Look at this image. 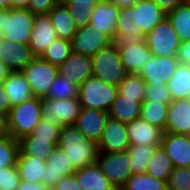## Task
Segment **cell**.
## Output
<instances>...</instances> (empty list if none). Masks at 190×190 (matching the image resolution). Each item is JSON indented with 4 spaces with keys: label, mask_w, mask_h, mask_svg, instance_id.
<instances>
[{
    "label": "cell",
    "mask_w": 190,
    "mask_h": 190,
    "mask_svg": "<svg viewBox=\"0 0 190 190\" xmlns=\"http://www.w3.org/2000/svg\"><path fill=\"white\" fill-rule=\"evenodd\" d=\"M52 190H82L75 175L62 177Z\"/></svg>",
    "instance_id": "cell-47"
},
{
    "label": "cell",
    "mask_w": 190,
    "mask_h": 190,
    "mask_svg": "<svg viewBox=\"0 0 190 190\" xmlns=\"http://www.w3.org/2000/svg\"><path fill=\"white\" fill-rule=\"evenodd\" d=\"M30 0H11L12 8L27 9Z\"/></svg>",
    "instance_id": "cell-54"
},
{
    "label": "cell",
    "mask_w": 190,
    "mask_h": 190,
    "mask_svg": "<svg viewBox=\"0 0 190 190\" xmlns=\"http://www.w3.org/2000/svg\"><path fill=\"white\" fill-rule=\"evenodd\" d=\"M176 57L179 64L190 65V40L180 42Z\"/></svg>",
    "instance_id": "cell-48"
},
{
    "label": "cell",
    "mask_w": 190,
    "mask_h": 190,
    "mask_svg": "<svg viewBox=\"0 0 190 190\" xmlns=\"http://www.w3.org/2000/svg\"><path fill=\"white\" fill-rule=\"evenodd\" d=\"M174 166L171 158L166 153L162 146L156 148L154 155L149 160V167L147 173L156 179L168 182L169 175L171 174Z\"/></svg>",
    "instance_id": "cell-36"
},
{
    "label": "cell",
    "mask_w": 190,
    "mask_h": 190,
    "mask_svg": "<svg viewBox=\"0 0 190 190\" xmlns=\"http://www.w3.org/2000/svg\"><path fill=\"white\" fill-rule=\"evenodd\" d=\"M19 141V154H26L46 161L56 144L51 139H43L32 134L22 137Z\"/></svg>",
    "instance_id": "cell-31"
},
{
    "label": "cell",
    "mask_w": 190,
    "mask_h": 190,
    "mask_svg": "<svg viewBox=\"0 0 190 190\" xmlns=\"http://www.w3.org/2000/svg\"><path fill=\"white\" fill-rule=\"evenodd\" d=\"M75 171L64 151L56 145L46 159L42 183L52 190L62 177L73 175Z\"/></svg>",
    "instance_id": "cell-15"
},
{
    "label": "cell",
    "mask_w": 190,
    "mask_h": 190,
    "mask_svg": "<svg viewBox=\"0 0 190 190\" xmlns=\"http://www.w3.org/2000/svg\"><path fill=\"white\" fill-rule=\"evenodd\" d=\"M35 15L28 9L11 8L0 12V37L28 44Z\"/></svg>",
    "instance_id": "cell-2"
},
{
    "label": "cell",
    "mask_w": 190,
    "mask_h": 190,
    "mask_svg": "<svg viewBox=\"0 0 190 190\" xmlns=\"http://www.w3.org/2000/svg\"><path fill=\"white\" fill-rule=\"evenodd\" d=\"M109 1L115 4L118 8H126L134 6V4L139 0H109Z\"/></svg>",
    "instance_id": "cell-53"
},
{
    "label": "cell",
    "mask_w": 190,
    "mask_h": 190,
    "mask_svg": "<svg viewBox=\"0 0 190 190\" xmlns=\"http://www.w3.org/2000/svg\"><path fill=\"white\" fill-rule=\"evenodd\" d=\"M130 144L161 146L163 131L141 118L126 124Z\"/></svg>",
    "instance_id": "cell-22"
},
{
    "label": "cell",
    "mask_w": 190,
    "mask_h": 190,
    "mask_svg": "<svg viewBox=\"0 0 190 190\" xmlns=\"http://www.w3.org/2000/svg\"><path fill=\"white\" fill-rule=\"evenodd\" d=\"M61 128L56 121L42 117L31 134L39 138L51 139L53 143L58 145Z\"/></svg>",
    "instance_id": "cell-42"
},
{
    "label": "cell",
    "mask_w": 190,
    "mask_h": 190,
    "mask_svg": "<svg viewBox=\"0 0 190 190\" xmlns=\"http://www.w3.org/2000/svg\"><path fill=\"white\" fill-rule=\"evenodd\" d=\"M180 42L167 17L146 34V43L153 56H176Z\"/></svg>",
    "instance_id": "cell-8"
},
{
    "label": "cell",
    "mask_w": 190,
    "mask_h": 190,
    "mask_svg": "<svg viewBox=\"0 0 190 190\" xmlns=\"http://www.w3.org/2000/svg\"><path fill=\"white\" fill-rule=\"evenodd\" d=\"M113 40L99 28L86 25L77 29L71 40L72 52L92 57L101 49L112 44Z\"/></svg>",
    "instance_id": "cell-10"
},
{
    "label": "cell",
    "mask_w": 190,
    "mask_h": 190,
    "mask_svg": "<svg viewBox=\"0 0 190 190\" xmlns=\"http://www.w3.org/2000/svg\"><path fill=\"white\" fill-rule=\"evenodd\" d=\"M157 145L130 144L127 153L131 165L132 174L147 173L149 160L154 155Z\"/></svg>",
    "instance_id": "cell-33"
},
{
    "label": "cell",
    "mask_w": 190,
    "mask_h": 190,
    "mask_svg": "<svg viewBox=\"0 0 190 190\" xmlns=\"http://www.w3.org/2000/svg\"><path fill=\"white\" fill-rule=\"evenodd\" d=\"M71 53V42L57 38L46 48L40 58L59 67Z\"/></svg>",
    "instance_id": "cell-38"
},
{
    "label": "cell",
    "mask_w": 190,
    "mask_h": 190,
    "mask_svg": "<svg viewBox=\"0 0 190 190\" xmlns=\"http://www.w3.org/2000/svg\"><path fill=\"white\" fill-rule=\"evenodd\" d=\"M144 100L160 103H171L173 101L167 83L146 85Z\"/></svg>",
    "instance_id": "cell-44"
},
{
    "label": "cell",
    "mask_w": 190,
    "mask_h": 190,
    "mask_svg": "<svg viewBox=\"0 0 190 190\" xmlns=\"http://www.w3.org/2000/svg\"><path fill=\"white\" fill-rule=\"evenodd\" d=\"M108 118L106 111L82 107L74 125L85 138L98 144Z\"/></svg>",
    "instance_id": "cell-18"
},
{
    "label": "cell",
    "mask_w": 190,
    "mask_h": 190,
    "mask_svg": "<svg viewBox=\"0 0 190 190\" xmlns=\"http://www.w3.org/2000/svg\"><path fill=\"white\" fill-rule=\"evenodd\" d=\"M100 1L102 0H60V3L67 6L75 27L79 29L89 25L93 8Z\"/></svg>",
    "instance_id": "cell-32"
},
{
    "label": "cell",
    "mask_w": 190,
    "mask_h": 190,
    "mask_svg": "<svg viewBox=\"0 0 190 190\" xmlns=\"http://www.w3.org/2000/svg\"><path fill=\"white\" fill-rule=\"evenodd\" d=\"M9 72L5 64L0 60V84L3 83Z\"/></svg>",
    "instance_id": "cell-55"
},
{
    "label": "cell",
    "mask_w": 190,
    "mask_h": 190,
    "mask_svg": "<svg viewBox=\"0 0 190 190\" xmlns=\"http://www.w3.org/2000/svg\"><path fill=\"white\" fill-rule=\"evenodd\" d=\"M134 7L137 8V31L141 34H147L166 18V13L151 0H139Z\"/></svg>",
    "instance_id": "cell-25"
},
{
    "label": "cell",
    "mask_w": 190,
    "mask_h": 190,
    "mask_svg": "<svg viewBox=\"0 0 190 190\" xmlns=\"http://www.w3.org/2000/svg\"><path fill=\"white\" fill-rule=\"evenodd\" d=\"M16 167L20 180L33 183L42 182L46 161L26 154H19Z\"/></svg>",
    "instance_id": "cell-29"
},
{
    "label": "cell",
    "mask_w": 190,
    "mask_h": 190,
    "mask_svg": "<svg viewBox=\"0 0 190 190\" xmlns=\"http://www.w3.org/2000/svg\"><path fill=\"white\" fill-rule=\"evenodd\" d=\"M58 74L79 87L93 75L92 57L72 52L58 67Z\"/></svg>",
    "instance_id": "cell-17"
},
{
    "label": "cell",
    "mask_w": 190,
    "mask_h": 190,
    "mask_svg": "<svg viewBox=\"0 0 190 190\" xmlns=\"http://www.w3.org/2000/svg\"><path fill=\"white\" fill-rule=\"evenodd\" d=\"M10 136L8 114L0 113V138Z\"/></svg>",
    "instance_id": "cell-52"
},
{
    "label": "cell",
    "mask_w": 190,
    "mask_h": 190,
    "mask_svg": "<svg viewBox=\"0 0 190 190\" xmlns=\"http://www.w3.org/2000/svg\"><path fill=\"white\" fill-rule=\"evenodd\" d=\"M168 190H190V167H176L169 175Z\"/></svg>",
    "instance_id": "cell-43"
},
{
    "label": "cell",
    "mask_w": 190,
    "mask_h": 190,
    "mask_svg": "<svg viewBox=\"0 0 190 190\" xmlns=\"http://www.w3.org/2000/svg\"><path fill=\"white\" fill-rule=\"evenodd\" d=\"M151 1H153L166 14L174 10L177 6L183 5L187 2V0H151Z\"/></svg>",
    "instance_id": "cell-49"
},
{
    "label": "cell",
    "mask_w": 190,
    "mask_h": 190,
    "mask_svg": "<svg viewBox=\"0 0 190 190\" xmlns=\"http://www.w3.org/2000/svg\"><path fill=\"white\" fill-rule=\"evenodd\" d=\"M35 57L28 44H17L0 37V60L10 72H21Z\"/></svg>",
    "instance_id": "cell-14"
},
{
    "label": "cell",
    "mask_w": 190,
    "mask_h": 190,
    "mask_svg": "<svg viewBox=\"0 0 190 190\" xmlns=\"http://www.w3.org/2000/svg\"><path fill=\"white\" fill-rule=\"evenodd\" d=\"M141 108L142 102L137 98L124 97L118 93L108 114L110 118L127 124L140 118Z\"/></svg>",
    "instance_id": "cell-26"
},
{
    "label": "cell",
    "mask_w": 190,
    "mask_h": 190,
    "mask_svg": "<svg viewBox=\"0 0 190 190\" xmlns=\"http://www.w3.org/2000/svg\"><path fill=\"white\" fill-rule=\"evenodd\" d=\"M10 108L11 106L8 95L6 94L2 84H0V113L9 114Z\"/></svg>",
    "instance_id": "cell-51"
},
{
    "label": "cell",
    "mask_w": 190,
    "mask_h": 190,
    "mask_svg": "<svg viewBox=\"0 0 190 190\" xmlns=\"http://www.w3.org/2000/svg\"><path fill=\"white\" fill-rule=\"evenodd\" d=\"M36 98H45L58 75V67L35 57L22 71Z\"/></svg>",
    "instance_id": "cell-6"
},
{
    "label": "cell",
    "mask_w": 190,
    "mask_h": 190,
    "mask_svg": "<svg viewBox=\"0 0 190 190\" xmlns=\"http://www.w3.org/2000/svg\"><path fill=\"white\" fill-rule=\"evenodd\" d=\"M59 2L60 0H30L27 9L34 15L48 14Z\"/></svg>",
    "instance_id": "cell-46"
},
{
    "label": "cell",
    "mask_w": 190,
    "mask_h": 190,
    "mask_svg": "<svg viewBox=\"0 0 190 190\" xmlns=\"http://www.w3.org/2000/svg\"><path fill=\"white\" fill-rule=\"evenodd\" d=\"M96 164L117 190H121L132 175L127 151L99 153Z\"/></svg>",
    "instance_id": "cell-7"
},
{
    "label": "cell",
    "mask_w": 190,
    "mask_h": 190,
    "mask_svg": "<svg viewBox=\"0 0 190 190\" xmlns=\"http://www.w3.org/2000/svg\"><path fill=\"white\" fill-rule=\"evenodd\" d=\"M112 42L118 49L146 43V34L137 31V8H120L116 35Z\"/></svg>",
    "instance_id": "cell-11"
},
{
    "label": "cell",
    "mask_w": 190,
    "mask_h": 190,
    "mask_svg": "<svg viewBox=\"0 0 190 190\" xmlns=\"http://www.w3.org/2000/svg\"><path fill=\"white\" fill-rule=\"evenodd\" d=\"M48 14L52 25L55 27L57 37L71 42L74 34L77 32V28L67 6L59 2Z\"/></svg>",
    "instance_id": "cell-28"
},
{
    "label": "cell",
    "mask_w": 190,
    "mask_h": 190,
    "mask_svg": "<svg viewBox=\"0 0 190 190\" xmlns=\"http://www.w3.org/2000/svg\"><path fill=\"white\" fill-rule=\"evenodd\" d=\"M172 100H186L190 97V65L179 64L174 75L167 82Z\"/></svg>",
    "instance_id": "cell-30"
},
{
    "label": "cell",
    "mask_w": 190,
    "mask_h": 190,
    "mask_svg": "<svg viewBox=\"0 0 190 190\" xmlns=\"http://www.w3.org/2000/svg\"><path fill=\"white\" fill-rule=\"evenodd\" d=\"M179 61L176 56H152L139 75L146 85L167 83L174 75Z\"/></svg>",
    "instance_id": "cell-13"
},
{
    "label": "cell",
    "mask_w": 190,
    "mask_h": 190,
    "mask_svg": "<svg viewBox=\"0 0 190 190\" xmlns=\"http://www.w3.org/2000/svg\"><path fill=\"white\" fill-rule=\"evenodd\" d=\"M42 118L40 98L33 97L10 108L8 114L10 136L15 140L29 135Z\"/></svg>",
    "instance_id": "cell-4"
},
{
    "label": "cell",
    "mask_w": 190,
    "mask_h": 190,
    "mask_svg": "<svg viewBox=\"0 0 190 190\" xmlns=\"http://www.w3.org/2000/svg\"><path fill=\"white\" fill-rule=\"evenodd\" d=\"M78 89L79 87L76 84L66 80L64 77L58 74L54 82L51 84V87L49 88L45 98L58 100L78 98Z\"/></svg>",
    "instance_id": "cell-40"
},
{
    "label": "cell",
    "mask_w": 190,
    "mask_h": 190,
    "mask_svg": "<svg viewBox=\"0 0 190 190\" xmlns=\"http://www.w3.org/2000/svg\"><path fill=\"white\" fill-rule=\"evenodd\" d=\"M97 146L99 153L126 152L130 146L126 124L109 117Z\"/></svg>",
    "instance_id": "cell-12"
},
{
    "label": "cell",
    "mask_w": 190,
    "mask_h": 190,
    "mask_svg": "<svg viewBox=\"0 0 190 190\" xmlns=\"http://www.w3.org/2000/svg\"><path fill=\"white\" fill-rule=\"evenodd\" d=\"M164 132L190 136V101L188 99L174 100L169 104Z\"/></svg>",
    "instance_id": "cell-21"
},
{
    "label": "cell",
    "mask_w": 190,
    "mask_h": 190,
    "mask_svg": "<svg viewBox=\"0 0 190 190\" xmlns=\"http://www.w3.org/2000/svg\"><path fill=\"white\" fill-rule=\"evenodd\" d=\"M169 104L143 100L140 118L164 132Z\"/></svg>",
    "instance_id": "cell-35"
},
{
    "label": "cell",
    "mask_w": 190,
    "mask_h": 190,
    "mask_svg": "<svg viewBox=\"0 0 190 190\" xmlns=\"http://www.w3.org/2000/svg\"><path fill=\"white\" fill-rule=\"evenodd\" d=\"M121 190H168L167 181L156 179L148 173L132 174Z\"/></svg>",
    "instance_id": "cell-37"
},
{
    "label": "cell",
    "mask_w": 190,
    "mask_h": 190,
    "mask_svg": "<svg viewBox=\"0 0 190 190\" xmlns=\"http://www.w3.org/2000/svg\"><path fill=\"white\" fill-rule=\"evenodd\" d=\"M161 146L171 158L174 168L190 167V136L163 133Z\"/></svg>",
    "instance_id": "cell-19"
},
{
    "label": "cell",
    "mask_w": 190,
    "mask_h": 190,
    "mask_svg": "<svg viewBox=\"0 0 190 190\" xmlns=\"http://www.w3.org/2000/svg\"><path fill=\"white\" fill-rule=\"evenodd\" d=\"M58 146L64 151L75 170L97 162L99 154L97 143L85 138L75 125L61 128Z\"/></svg>",
    "instance_id": "cell-1"
},
{
    "label": "cell",
    "mask_w": 190,
    "mask_h": 190,
    "mask_svg": "<svg viewBox=\"0 0 190 190\" xmlns=\"http://www.w3.org/2000/svg\"><path fill=\"white\" fill-rule=\"evenodd\" d=\"M92 69L93 76L116 87L127 75L118 48L113 43L92 56Z\"/></svg>",
    "instance_id": "cell-5"
},
{
    "label": "cell",
    "mask_w": 190,
    "mask_h": 190,
    "mask_svg": "<svg viewBox=\"0 0 190 190\" xmlns=\"http://www.w3.org/2000/svg\"><path fill=\"white\" fill-rule=\"evenodd\" d=\"M181 42L190 40V1L166 14Z\"/></svg>",
    "instance_id": "cell-34"
},
{
    "label": "cell",
    "mask_w": 190,
    "mask_h": 190,
    "mask_svg": "<svg viewBox=\"0 0 190 190\" xmlns=\"http://www.w3.org/2000/svg\"><path fill=\"white\" fill-rule=\"evenodd\" d=\"M118 94V87L90 76L78 89V99L82 107L108 112Z\"/></svg>",
    "instance_id": "cell-3"
},
{
    "label": "cell",
    "mask_w": 190,
    "mask_h": 190,
    "mask_svg": "<svg viewBox=\"0 0 190 190\" xmlns=\"http://www.w3.org/2000/svg\"><path fill=\"white\" fill-rule=\"evenodd\" d=\"M57 34L49 14H36L28 45L36 57H40L46 48L56 40Z\"/></svg>",
    "instance_id": "cell-16"
},
{
    "label": "cell",
    "mask_w": 190,
    "mask_h": 190,
    "mask_svg": "<svg viewBox=\"0 0 190 190\" xmlns=\"http://www.w3.org/2000/svg\"><path fill=\"white\" fill-rule=\"evenodd\" d=\"M119 10L120 8L109 0H102L93 8L89 25L99 28L113 40L116 35Z\"/></svg>",
    "instance_id": "cell-20"
},
{
    "label": "cell",
    "mask_w": 190,
    "mask_h": 190,
    "mask_svg": "<svg viewBox=\"0 0 190 190\" xmlns=\"http://www.w3.org/2000/svg\"><path fill=\"white\" fill-rule=\"evenodd\" d=\"M16 190H49L42 182H29L20 180L19 186Z\"/></svg>",
    "instance_id": "cell-50"
},
{
    "label": "cell",
    "mask_w": 190,
    "mask_h": 190,
    "mask_svg": "<svg viewBox=\"0 0 190 190\" xmlns=\"http://www.w3.org/2000/svg\"><path fill=\"white\" fill-rule=\"evenodd\" d=\"M19 152L18 140L11 136L0 138V169L16 166Z\"/></svg>",
    "instance_id": "cell-41"
},
{
    "label": "cell",
    "mask_w": 190,
    "mask_h": 190,
    "mask_svg": "<svg viewBox=\"0 0 190 190\" xmlns=\"http://www.w3.org/2000/svg\"><path fill=\"white\" fill-rule=\"evenodd\" d=\"M118 51L127 74H139L153 56L147 43L120 47Z\"/></svg>",
    "instance_id": "cell-23"
},
{
    "label": "cell",
    "mask_w": 190,
    "mask_h": 190,
    "mask_svg": "<svg viewBox=\"0 0 190 190\" xmlns=\"http://www.w3.org/2000/svg\"><path fill=\"white\" fill-rule=\"evenodd\" d=\"M20 176L16 166L0 169V190H16Z\"/></svg>",
    "instance_id": "cell-45"
},
{
    "label": "cell",
    "mask_w": 190,
    "mask_h": 190,
    "mask_svg": "<svg viewBox=\"0 0 190 190\" xmlns=\"http://www.w3.org/2000/svg\"><path fill=\"white\" fill-rule=\"evenodd\" d=\"M40 105L42 117L56 121L61 127L74 125L82 108L78 98H41Z\"/></svg>",
    "instance_id": "cell-9"
},
{
    "label": "cell",
    "mask_w": 190,
    "mask_h": 190,
    "mask_svg": "<svg viewBox=\"0 0 190 190\" xmlns=\"http://www.w3.org/2000/svg\"><path fill=\"white\" fill-rule=\"evenodd\" d=\"M2 86L8 95L11 107L28 101L34 97L31 92L30 85L22 72H9L3 81Z\"/></svg>",
    "instance_id": "cell-24"
},
{
    "label": "cell",
    "mask_w": 190,
    "mask_h": 190,
    "mask_svg": "<svg viewBox=\"0 0 190 190\" xmlns=\"http://www.w3.org/2000/svg\"><path fill=\"white\" fill-rule=\"evenodd\" d=\"M0 8L1 9H11L12 8L11 0H0Z\"/></svg>",
    "instance_id": "cell-56"
},
{
    "label": "cell",
    "mask_w": 190,
    "mask_h": 190,
    "mask_svg": "<svg viewBox=\"0 0 190 190\" xmlns=\"http://www.w3.org/2000/svg\"><path fill=\"white\" fill-rule=\"evenodd\" d=\"M146 84L139 74H127L118 86V93L124 97L137 98L143 102Z\"/></svg>",
    "instance_id": "cell-39"
},
{
    "label": "cell",
    "mask_w": 190,
    "mask_h": 190,
    "mask_svg": "<svg viewBox=\"0 0 190 190\" xmlns=\"http://www.w3.org/2000/svg\"><path fill=\"white\" fill-rule=\"evenodd\" d=\"M74 175L82 190H117L97 164L80 168Z\"/></svg>",
    "instance_id": "cell-27"
}]
</instances>
